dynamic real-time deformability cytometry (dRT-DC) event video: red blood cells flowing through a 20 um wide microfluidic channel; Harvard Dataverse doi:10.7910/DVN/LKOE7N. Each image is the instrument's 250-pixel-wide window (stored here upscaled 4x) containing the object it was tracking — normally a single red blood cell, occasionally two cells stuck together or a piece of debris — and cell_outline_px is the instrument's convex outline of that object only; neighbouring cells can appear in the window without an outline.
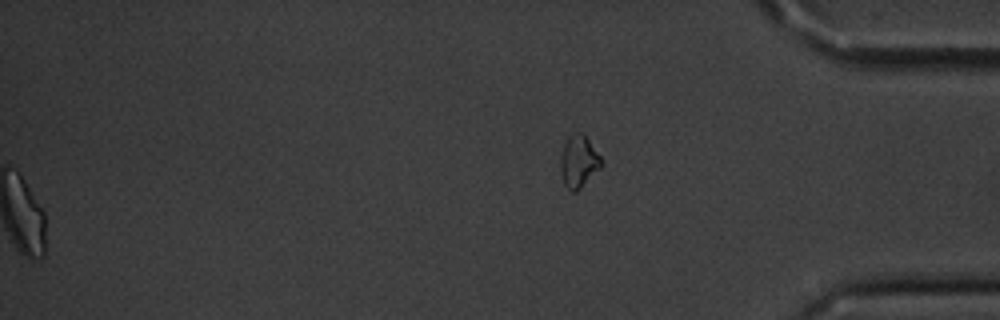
{"species": "common noctule bat (a hibernating species)", "species_latin": "Nyctalus noctula", "temperature_condition": "cold", "stored_images_in_passage": 52, "segment_of_instrument_passage": [2, 2], "camera_frame_rate_fps": 3000, "um_per_image_px": 0.085, "animal": {"sex": "male", "body_mass_g": 20.1, "forearm_length_mm": 53.5}, "frame": {"image": 1, "passage_image": 52, "time_ms": 17.0, "image_size_px": [1000, 320], "cell_outline_px": [[604, 164], [576, 192], [572, 192], [564, 184], [560, 172], [560, 160], [564, 144], [568, 136], [576, 132], [584, 132], [600, 156]], "centroid_in_image_um": [49.19, 13.7], "position_along_channel_um": 386.0, "area_um2": 12.48}}